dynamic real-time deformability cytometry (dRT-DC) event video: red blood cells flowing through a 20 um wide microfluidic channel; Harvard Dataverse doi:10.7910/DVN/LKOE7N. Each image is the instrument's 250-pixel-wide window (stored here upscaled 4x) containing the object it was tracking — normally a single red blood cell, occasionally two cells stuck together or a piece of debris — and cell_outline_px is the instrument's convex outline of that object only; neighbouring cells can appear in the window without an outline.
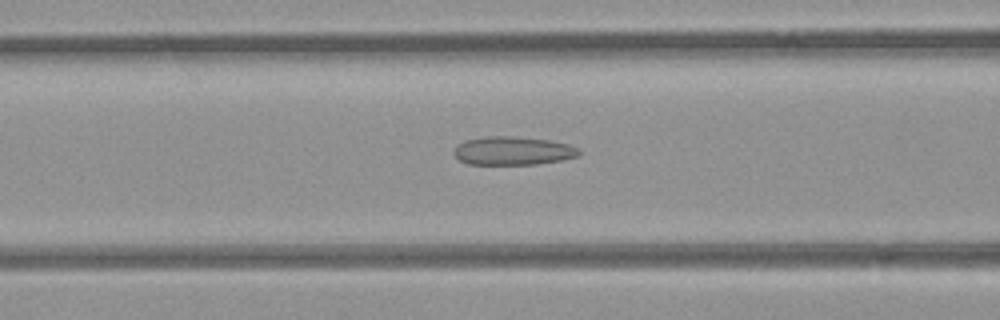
{"species": "common noctule bat (a hibernating species)", "species_latin": "Nyctalus noctula", "temperature_condition": "room temperature", "stored_images_in_passage": 45, "camera_frame_rate_fps": 3000, "um_per_image_px": 0.085, "animal": {"sex": "female", "body_mass_g": 21.9}, "frame": {"image": 1, "passage_image": 14, "time_ms": 4.333, "image_size_px": [1000, 320], "cell_outline_px": [[580, 152], [576, 156], [560, 160], [536, 164], [468, 164], [460, 160], [452, 152], [456, 144], [464, 140], [484, 136], [512, 136], [548, 140], [568, 144], [576, 148]], "centroid_in_image_um": [43.51, 12.81], "position_along_channel_um": 123.1, "area_um2": 20.63}}
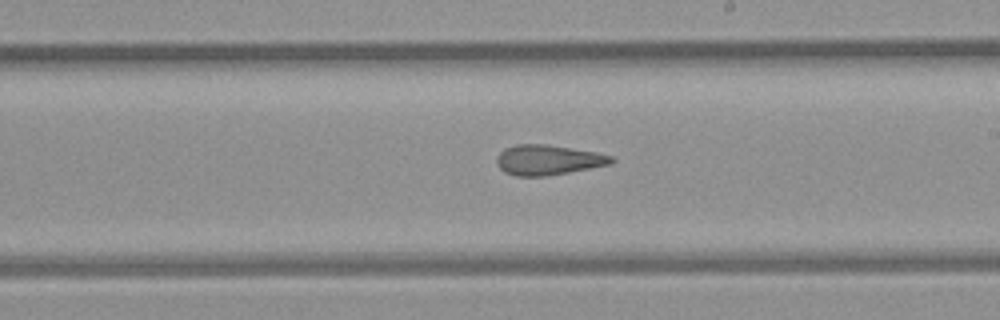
{"frame": {"image": 2, "passage_image": 23, "time_ms": 7.333, "image_size_px": [1000, 320], "cell_outline_px": [[616, 160], [612, 164], [568, 172], [544, 176], [516, 176], [504, 172], [496, 164], [496, 160], [500, 152], [504, 148], [516, 144], [544, 144], [596, 152], [612, 156]], "centroid_in_image_um": [46.57, 13.59], "position_along_channel_um": 242.4, "area_um2": 20.06}}
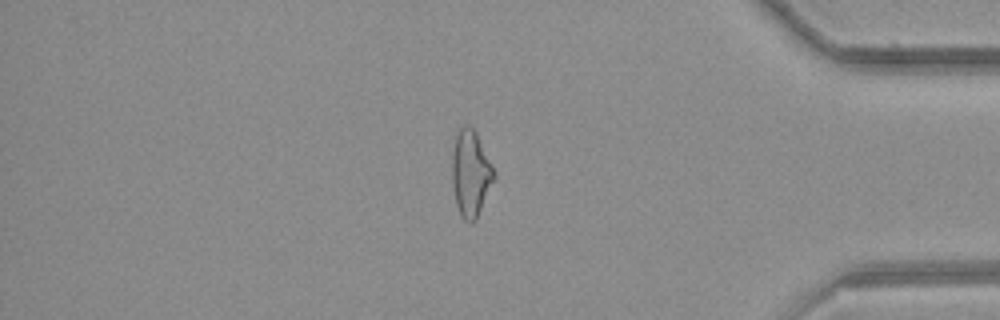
{"frame": {"image": 3, "passage_image": 37, "time_ms": 12.0, "image_size_px": [1000, 320], "cell_outline_px": [[496, 176], [476, 220], [472, 224], [464, 220], [460, 216], [456, 204], [452, 184], [452, 156], [456, 128], [464, 124], [468, 124], [476, 132], [492, 164]], "centroid_in_image_um": [39.99, 14.72], "position_along_channel_um": 395.2, "area_um2": 21.44}, "authors_computed_cell_mechanics": {"area_um2": 21.097, "velocity_mm_per_s": 3.9681, "shape_relaxation_time_tau1_ms": null, "shape_relaxation_time_tau2_ms": 3.0131, "deformation_change_tau1": null, "deformation_change_tau2": 0.1232}}